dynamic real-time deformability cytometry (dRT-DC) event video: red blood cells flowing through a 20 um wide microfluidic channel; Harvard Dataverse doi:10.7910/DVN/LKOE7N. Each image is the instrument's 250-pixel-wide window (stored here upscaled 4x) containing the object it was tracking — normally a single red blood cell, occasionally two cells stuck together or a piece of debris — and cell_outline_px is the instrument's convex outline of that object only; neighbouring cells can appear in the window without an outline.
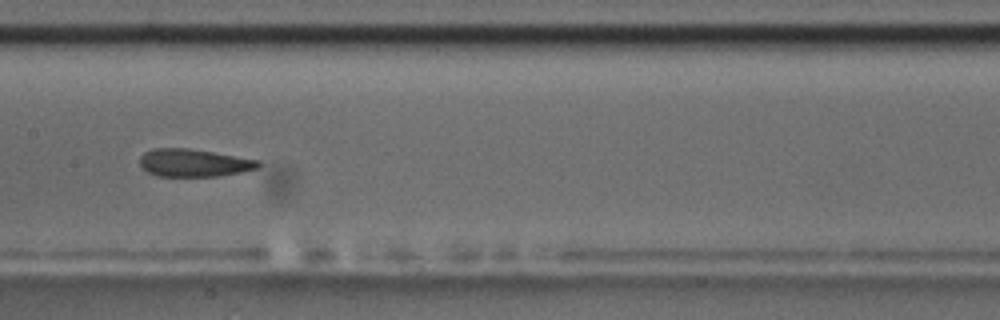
{"species": "common noctule bat (a hibernating species)", "species_latin": "Nyctalus noctula", "temperature_condition": "room temperature", "stored_images_in_passage": 9, "camera_frame_rate_fps": 3000, "um_per_image_px": 0.085, "animal": {"sex": "male", "body_mass_g": 17.5, "forearm_length_mm": 52.3}, "frame": {"image": 1, "passage_image": 9, "time_ms": 9.333, "image_size_px": [1000, 320], "cell_outline_px": [[260, 164], [256, 168], [240, 172], [216, 176], [156, 176], [148, 172], [140, 164], [140, 156], [144, 152], [152, 148], [188, 148], [260, 160]], "centroid_in_image_um": [16.44, 13.83], "position_along_channel_um": 191.0, "area_um2": 18.96}}